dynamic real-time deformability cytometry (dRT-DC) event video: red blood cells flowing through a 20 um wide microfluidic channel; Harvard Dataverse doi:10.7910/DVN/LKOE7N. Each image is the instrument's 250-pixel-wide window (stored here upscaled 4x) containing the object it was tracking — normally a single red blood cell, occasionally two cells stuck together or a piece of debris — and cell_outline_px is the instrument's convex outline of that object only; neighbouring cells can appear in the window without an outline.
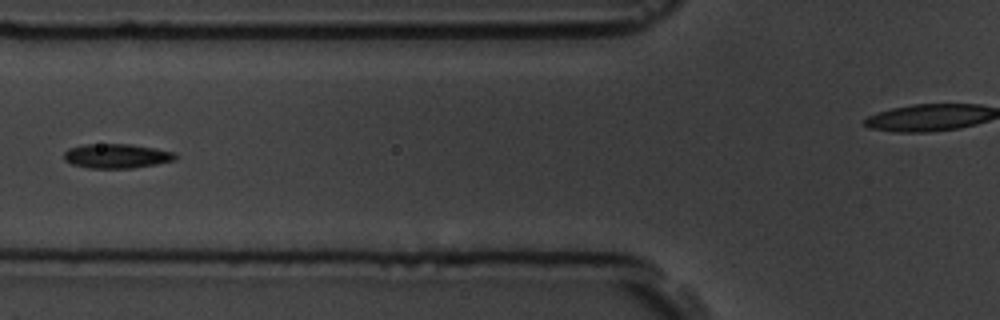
{"species": "common noctule bat (a hibernating species)", "species_latin": "Nyctalus noctula", "temperature_condition": "room temperature", "stored_images_in_passage": 8, "segment_of_instrument_passage": [1, 2], "camera_frame_rate_fps": 3000, "um_per_image_px": 0.085, "animal": {"sex": "male", "body_mass_g": 19.5, "forearm_length_mm": 54.6}, "frame": {"image": 1, "passage_image": 6, "time_ms": 5.667, "image_size_px": [1000, 320], "cell_outline_px": [[176, 160], [156, 164], [132, 168], [88, 168], [72, 164], [64, 160], [64, 152], [68, 148], [84, 144], [132, 144], [172, 152], [176, 156]], "centroid_in_image_um": [9.86, 13.26], "position_along_channel_um": 115.9, "area_um2": 15.78}}
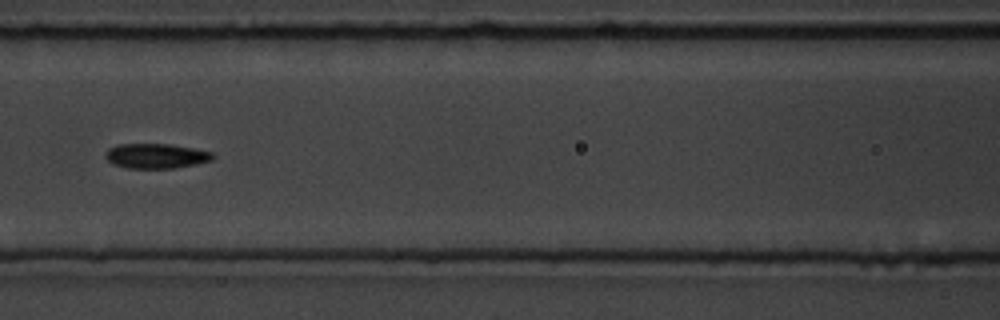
{"frame": {"image": 2, "passage_image": 7, "time_ms": 6.667, "image_size_px": [1000, 320], "cell_outline_px": [[216, 156], [212, 160], [176, 168], [128, 168], [112, 164], [104, 156], [108, 148], [116, 144], [168, 144], [192, 148], [212, 152]], "centroid_in_image_um": [13.24, 13.25], "position_along_channel_um": 153.4, "area_um2": 15.55}}